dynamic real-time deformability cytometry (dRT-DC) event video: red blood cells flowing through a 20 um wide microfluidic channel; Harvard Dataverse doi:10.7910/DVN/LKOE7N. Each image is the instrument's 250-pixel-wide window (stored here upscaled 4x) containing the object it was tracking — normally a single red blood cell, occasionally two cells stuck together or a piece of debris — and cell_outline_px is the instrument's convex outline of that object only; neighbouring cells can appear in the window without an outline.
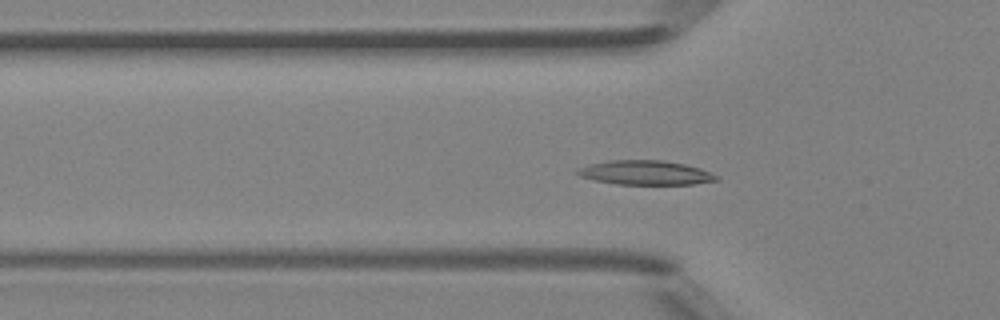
{"species": "Egyptian fruit bat (a non-hibernating species)", "species_latin": "Rousettus aegyptiacus", "temperature_condition": "room temperature", "stored_images_in_passage": 48, "camera_frame_rate_fps": 3000, "um_per_image_px": 0.085, "animal": {"sex": "female"}, "frame": {"image": 1, "passage_image": 15, "time_ms": 4.667, "image_size_px": [1000, 320], "cell_outline_px": [[720, 180], [692, 184], [616, 184], [596, 180], [580, 176], [572, 172], [580, 168], [592, 164], [608, 160], [664, 160], [684, 164], [700, 168], [720, 176]], "centroid_in_image_um": [54.9, 14.68], "position_along_channel_um": 70.9, "area_um2": 19.65}}
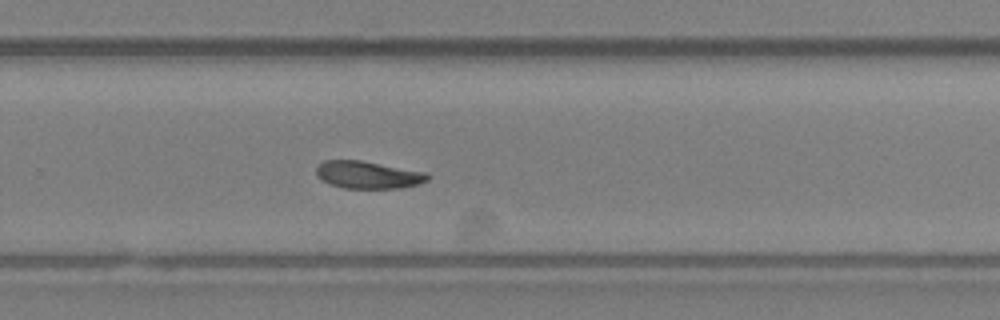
{"frame": {"image": 2, "passage_image": 31, "time_ms": 10.0, "image_size_px": [1000, 320], "cell_outline_px": [[432, 176], [428, 180], [420, 184], [400, 188], [344, 188], [328, 184], [316, 176], [316, 168], [324, 160], [360, 160], [428, 172]], "centroid_in_image_um": [31.31, 14.86], "position_along_channel_um": 298.5, "area_um2": 18.03}}
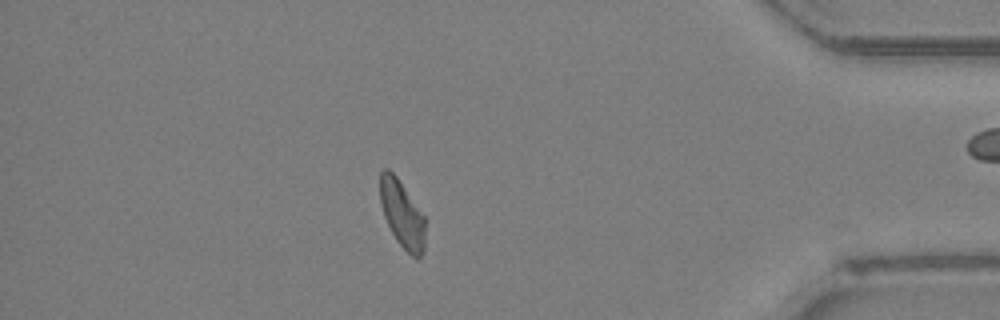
{"frame": {"image": 3, "passage_image": 41, "time_ms": 13.333, "image_size_px": [1000, 320], "cell_outline_px": [[424, 252], [416, 260], [396, 240], [384, 216], [380, 204], [380, 172], [384, 168], [388, 168], [396, 176], [424, 216]], "centroid_in_image_um": [34.16, 18.2], "position_along_channel_um": 401.0, "area_um2": 17.4}}